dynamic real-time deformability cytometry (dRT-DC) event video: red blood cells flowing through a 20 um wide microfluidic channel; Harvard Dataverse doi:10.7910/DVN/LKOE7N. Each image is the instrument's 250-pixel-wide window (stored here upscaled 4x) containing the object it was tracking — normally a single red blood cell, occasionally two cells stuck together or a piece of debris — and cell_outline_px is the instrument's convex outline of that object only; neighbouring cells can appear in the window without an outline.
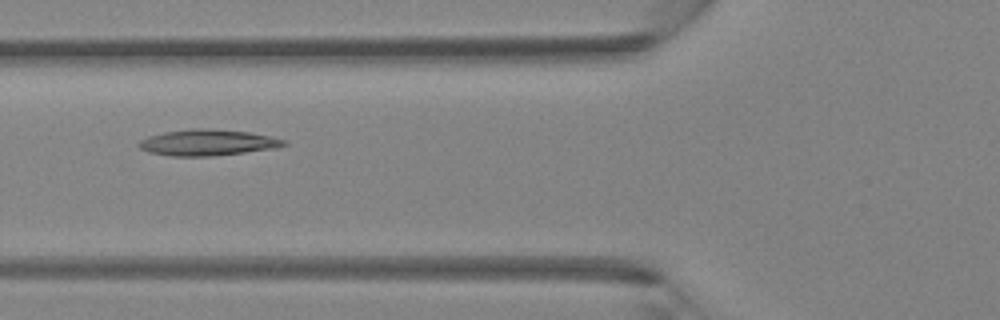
{"species": "Egyptian fruit bat (a non-hibernating species)", "species_latin": "Rousettus aegyptiacus", "temperature_condition": "room temperature", "stored_images_in_passage": 30, "camera_frame_rate_fps": 3000, "um_per_image_px": 0.085, "animal": {"sex": "female"}, "frame": {"image": 1, "passage_image": 3, "time_ms": 0.667, "image_size_px": [1000, 320], "cell_outline_px": [[288, 144], [276, 148], [212, 156], [172, 156], [148, 152], [140, 148], [136, 144], [140, 140], [148, 136], [164, 132], [192, 128], [204, 128], [248, 132], [272, 136], [288, 140]], "centroid_in_image_um": [17.66, 12.11], "position_along_channel_um": 108.1, "area_um2": 22.14}}
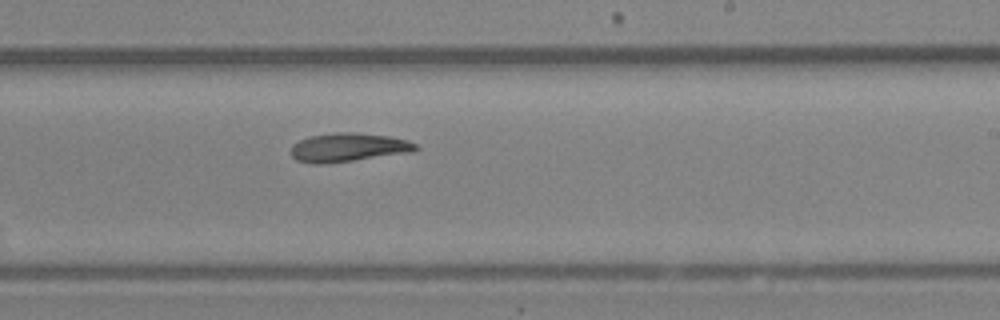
{"frame": {"image": 2, "passage_image": 13, "time_ms": 4.0, "image_size_px": [1000, 320], "cell_outline_px": [[420, 148], [412, 152], [352, 160], [320, 164], [312, 164], [296, 160], [292, 156], [292, 144], [300, 140], [312, 136], [340, 132], [356, 132], [388, 136], [404, 140], [416, 144]], "centroid_in_image_um": [29.59, 12.53], "position_along_channel_um": 259.4, "area_um2": 20.52}}
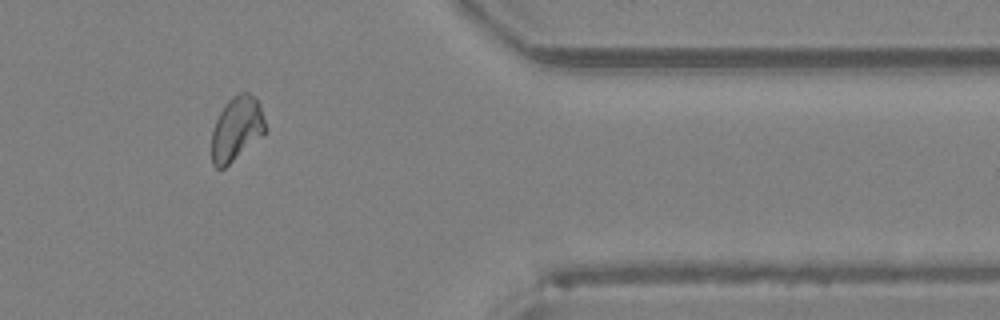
{"frame": {"image": 3, "passage_image": 23, "time_ms": 7.333, "image_size_px": [1000, 320], "cell_outline_px": [[268, 128], [264, 132], [224, 168], [216, 168], [212, 164], [212, 132], [216, 120], [220, 112], [228, 100], [232, 96], [240, 92], [248, 92], [260, 104]], "centroid_in_image_um": [20.11, 10.91], "position_along_channel_um": 391.3, "area_um2": 19.71}}